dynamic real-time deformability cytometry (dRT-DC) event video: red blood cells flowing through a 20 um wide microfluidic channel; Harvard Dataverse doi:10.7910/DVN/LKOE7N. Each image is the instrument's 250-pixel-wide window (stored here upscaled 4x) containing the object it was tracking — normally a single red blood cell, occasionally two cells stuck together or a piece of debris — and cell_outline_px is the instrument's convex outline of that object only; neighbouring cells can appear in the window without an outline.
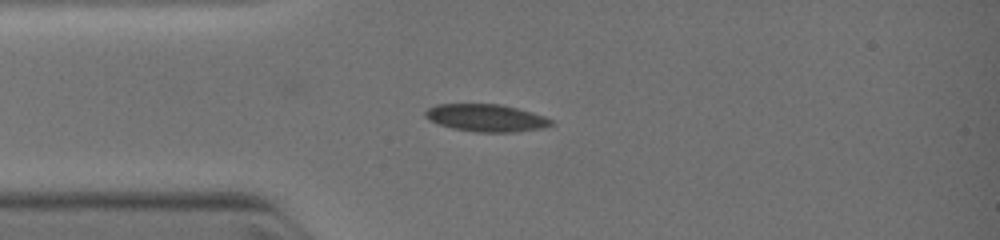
{"species": "common noctule bat (a hibernating species)", "species_latin": "Nyctalus noctula", "temperature_condition": "warm", "stored_images_in_passage": 14, "camera_frame_rate_fps": 3000, "um_per_image_px": 0.085, "animal": {"sex": "female", "body_mass_g": 19.0, "forearm_length_mm": 51.5}, "frame": {"image": 1, "passage_image": 1, "time_ms": 0.0, "image_size_px": [1000, 240], "cell_outline_px": [[552, 124], [540, 128], [508, 132], [480, 132], [452, 128], [440, 124], [424, 116], [424, 112], [428, 108], [436, 104], [504, 104], [532, 112], [544, 116], [552, 120]], "centroid_in_image_um": [41.31, 10.0], "position_along_channel_um": 43.7, "area_um2": 19.83}}
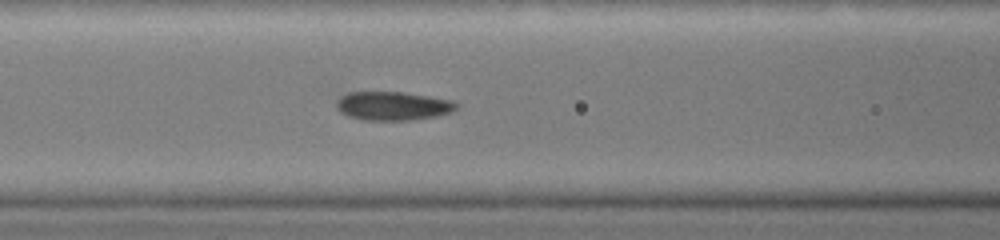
{"frame": {"image": 2, "passage_image": 8, "time_ms": 2.0, "image_size_px": [1000, 240], "cell_outline_px": [[456, 108], [452, 112], [432, 116], [408, 120], [364, 120], [348, 116], [340, 112], [336, 108], [336, 100], [340, 96], [348, 92], [404, 92], [452, 100], [456, 104]], "centroid_in_image_um": [33.33, 8.99], "position_along_channel_um": 133.3, "area_um2": 19.94}}
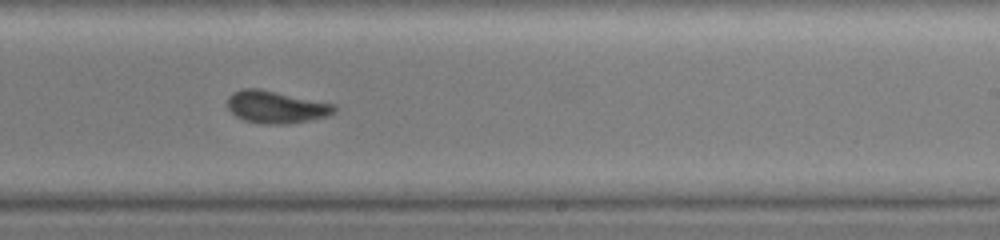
{"frame": {"image": 3, "passage_image": 13, "time_ms": 4.667, "image_size_px": [1000, 240], "cell_outline_px": [[336, 112], [328, 116], [288, 124], [264, 124], [244, 120], [236, 116], [228, 108], [228, 96], [244, 88], [260, 88], [336, 104]], "centroid_in_image_um": [23.5, 9.09], "position_along_channel_um": 265.5, "area_um2": 20.17}}